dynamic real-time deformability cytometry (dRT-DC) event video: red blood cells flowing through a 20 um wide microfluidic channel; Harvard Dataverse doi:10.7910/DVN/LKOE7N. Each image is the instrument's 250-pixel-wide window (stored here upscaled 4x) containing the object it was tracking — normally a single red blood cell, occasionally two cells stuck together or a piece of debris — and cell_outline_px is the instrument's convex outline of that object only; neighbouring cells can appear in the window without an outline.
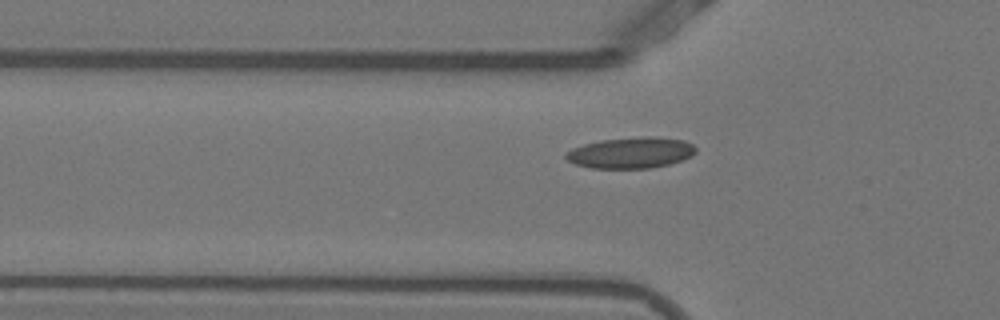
{"species": "Egyptian fruit bat (a non-hibernating species)", "species_latin": "Rousettus aegyptiacus", "temperature_condition": "warm", "stored_images_in_passage": 39, "camera_frame_rate_fps": 3000, "um_per_image_px": 0.085, "animal": {"sex": "female"}, "frame": {"image": 1, "passage_image": 5, "time_ms": 1.333, "image_size_px": [1000, 320], "cell_outline_px": [[696, 152], [692, 156], [668, 164], [648, 168], [592, 168], [576, 164], [568, 160], [564, 156], [572, 148], [584, 144], [600, 140], [644, 136], [648, 136], [684, 140], [692, 144], [696, 148]], "centroid_in_image_um": [53.63, 12.98], "position_along_channel_um": 72.2, "area_um2": 23.29}}
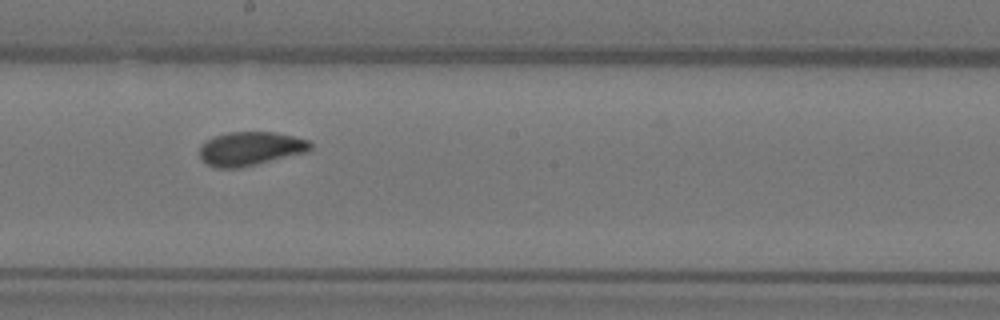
{"frame": {"image": 2, "passage_image": 17, "time_ms": 5.333, "image_size_px": [1000, 320], "cell_outline_px": [[312, 148], [308, 152], [240, 168], [216, 168], [200, 160], [200, 144], [204, 140], [212, 136], [228, 132], [276, 132], [308, 140], [312, 144]], "centroid_in_image_um": [21.25, 12.63], "position_along_channel_um": 226.9, "area_um2": 22.14}}
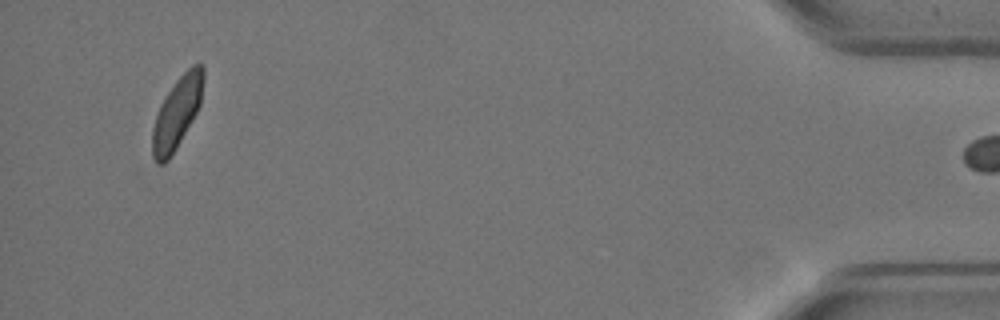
{"frame": {"image": 3, "passage_image": 38, "time_ms": 12.333, "image_size_px": [1000, 320], "cell_outline_px": [[204, 80], [200, 104], [196, 112], [176, 148], [168, 160], [164, 164], [156, 164], [152, 156], [152, 128], [160, 104], [176, 80], [192, 64], [200, 64], [204, 68]], "centroid_in_image_um": [15.03, 9.59], "position_along_channel_um": 420.2, "area_um2": 20.98}}